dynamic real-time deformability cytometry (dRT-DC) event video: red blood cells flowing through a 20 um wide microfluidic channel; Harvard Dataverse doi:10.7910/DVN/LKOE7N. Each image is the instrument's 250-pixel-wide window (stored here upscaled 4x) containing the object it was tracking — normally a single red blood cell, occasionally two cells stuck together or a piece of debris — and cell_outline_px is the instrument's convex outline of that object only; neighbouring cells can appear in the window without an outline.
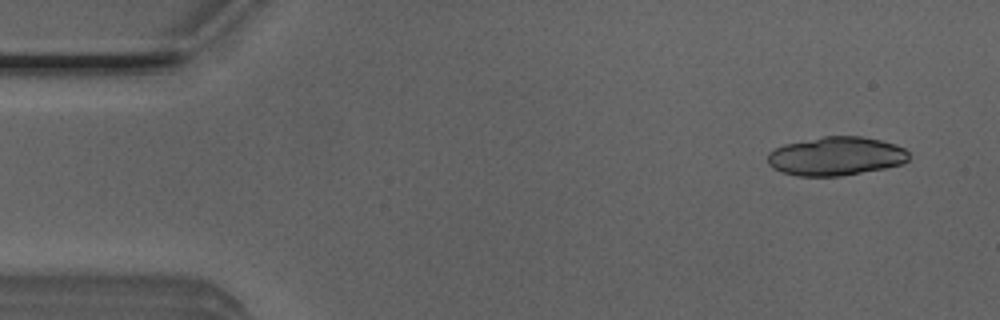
{"species": "Egyptian fruit bat (a non-hibernating species)", "species_latin": "Rousettus aegyptiacus", "temperature_condition": "room temperature", "stored_images_in_passage": 7, "camera_frame_rate_fps": 3000, "um_per_image_px": 0.085, "animal": {"sex": "male"}, "frame": {"image": 1, "passage_image": 1, "time_ms": 0.0, "image_size_px": [1000, 320], "cell_outline_px": [[908, 160], [904, 164], [884, 168], [840, 176], [796, 176], [780, 172], [772, 168], [768, 164], [768, 152], [784, 144], [824, 136], [860, 136], [880, 140], [896, 144], [904, 148], [908, 152]], "centroid_in_image_um": [71.04, 13.28], "position_along_channel_um": 14.0, "area_um2": 31.96}}